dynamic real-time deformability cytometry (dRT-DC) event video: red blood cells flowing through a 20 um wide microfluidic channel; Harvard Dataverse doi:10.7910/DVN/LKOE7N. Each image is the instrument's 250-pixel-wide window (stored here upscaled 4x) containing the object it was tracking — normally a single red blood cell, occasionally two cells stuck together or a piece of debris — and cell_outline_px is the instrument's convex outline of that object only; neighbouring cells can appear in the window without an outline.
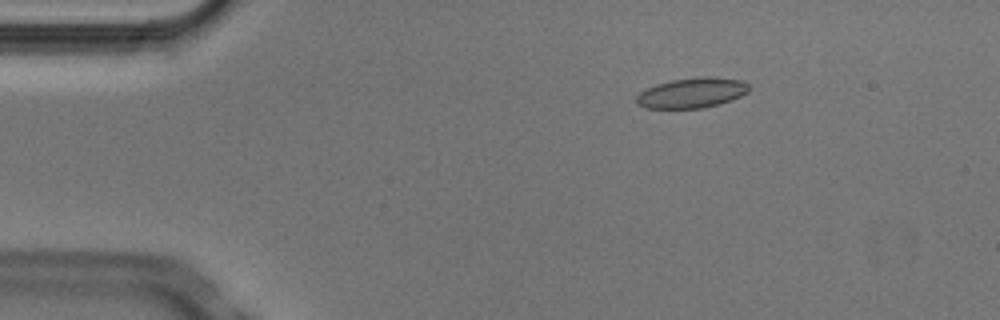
{"species": "Egyptian fruit bat (a non-hibernating species)", "species_latin": "Rousettus aegyptiacus", "temperature_condition": "cold", "stored_images_in_passage": 4, "camera_frame_rate_fps": 3000, "um_per_image_px": 0.085, "animal": {"sex": "male"}, "frame": {"image": 1, "passage_image": 3, "time_ms": 0.667, "image_size_px": [1000, 320], "cell_outline_px": [[748, 92], [732, 100], [720, 104], [704, 108], [644, 108], [636, 104], [636, 96], [640, 92], [656, 84], [672, 80], [700, 76], [712, 76], [744, 80], [748, 84]], "centroid_in_image_um": [58.83, 7.89], "position_along_channel_um": 26.2, "area_um2": 20.0}}